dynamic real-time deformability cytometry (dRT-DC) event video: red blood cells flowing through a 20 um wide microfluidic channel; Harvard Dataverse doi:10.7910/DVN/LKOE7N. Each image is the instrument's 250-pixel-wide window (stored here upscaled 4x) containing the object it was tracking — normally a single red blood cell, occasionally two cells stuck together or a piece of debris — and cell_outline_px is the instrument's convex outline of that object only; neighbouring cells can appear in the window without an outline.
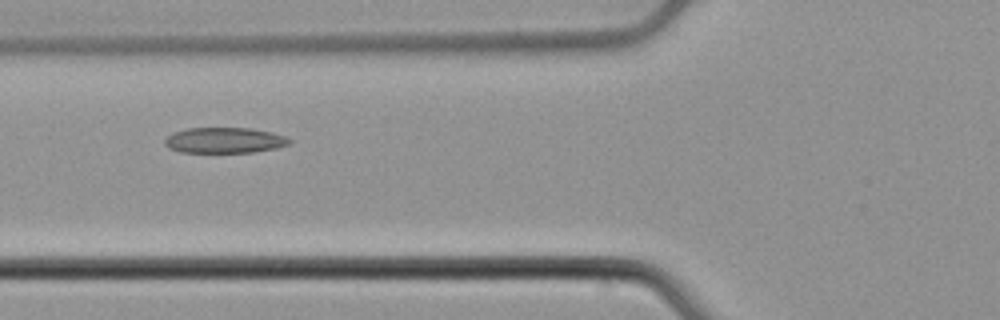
{"species": "common noctule bat (a hibernating species)", "species_latin": "Nyctalus noctula", "temperature_condition": "cold", "stored_images_in_passage": 6, "camera_frame_rate_fps": 3000, "um_per_image_px": 0.085, "animal": {"sex": "male", "body_mass_g": 21.5, "forearm_length_mm": 52.0}, "frame": {"image": 1, "passage_image": 5, "time_ms": 1.333, "image_size_px": [1000, 320], "cell_outline_px": [[292, 140], [288, 144], [276, 148], [252, 152], [180, 152], [168, 148], [164, 144], [164, 140], [172, 132], [188, 128], [252, 128], [272, 132], [288, 136]], "centroid_in_image_um": [19.08, 11.92], "position_along_channel_um": 106.7, "area_um2": 18.73}}
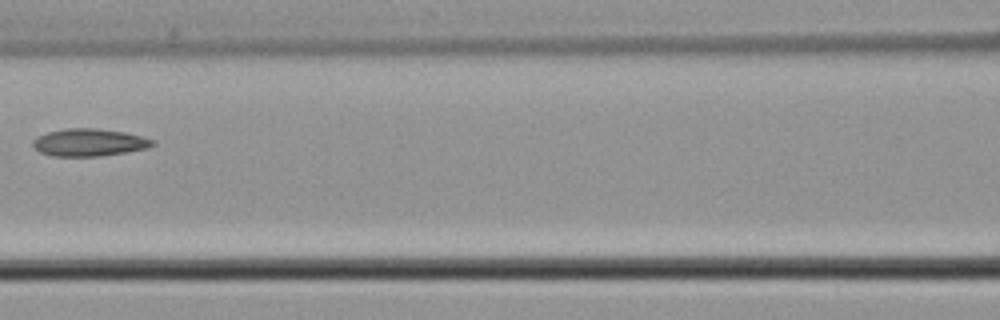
{"frame": {"image": 2, "passage_image": 6, "time_ms": 1.667, "image_size_px": [1000, 320], "cell_outline_px": [[156, 144], [148, 148], [100, 156], [52, 156], [40, 152], [32, 144], [32, 140], [36, 136], [48, 132], [64, 128], [96, 128], [124, 132], [140, 136], [152, 140]], "centroid_in_image_um": [7.54, 12.1], "position_along_channel_um": 159.1, "area_um2": 19.07}}